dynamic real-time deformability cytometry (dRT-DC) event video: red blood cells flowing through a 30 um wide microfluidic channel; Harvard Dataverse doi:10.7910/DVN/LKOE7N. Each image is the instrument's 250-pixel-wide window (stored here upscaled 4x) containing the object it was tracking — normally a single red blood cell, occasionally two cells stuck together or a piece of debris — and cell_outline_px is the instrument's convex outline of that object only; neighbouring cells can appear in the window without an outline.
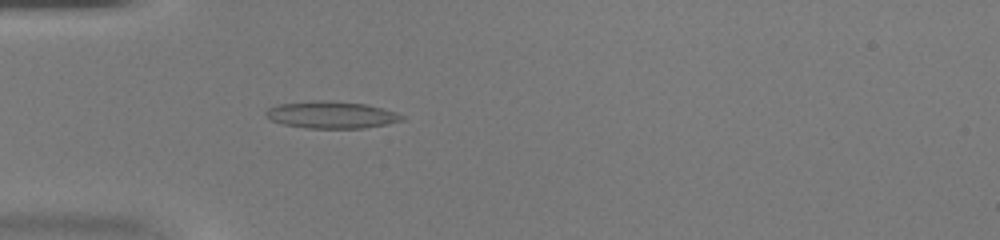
{"species": "common noctule bat (a hibernating species)", "species_latin": "Nyctalus noctula", "temperature_condition": "warm", "stored_images_in_passage": 35, "camera_frame_rate_fps": 3000, "um_per_image_px": 0.085, "animal": {"sex": "female", "body_mass_g": 20.0, "forearm_length_mm": 54.0}, "frame": {"image": 1, "passage_image": 4, "time_ms": 1.0, "image_size_px": [1000, 240], "cell_outline_px": [[404, 120], [388, 124], [364, 128], [308, 128], [284, 124], [272, 120], [264, 112], [268, 108], [280, 104], [312, 100], [324, 100], [364, 104], [396, 112], [404, 116]], "centroid_in_image_um": [28.18, 9.76], "position_along_channel_um": 56.8, "area_um2": 21.21}}
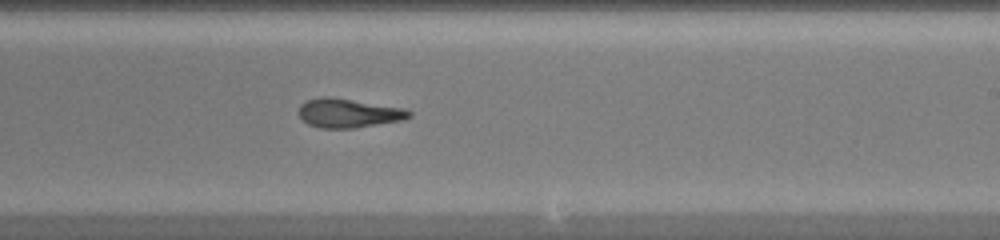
{"frame": {"image": 2, "passage_image": 18, "time_ms": 5.667, "image_size_px": [1000, 240], "cell_outline_px": [[412, 116], [400, 120], [352, 128], [320, 128], [308, 124], [300, 116], [300, 104], [308, 100], [324, 96], [328, 96], [404, 108], [412, 112]], "centroid_in_image_um": [29.61, 9.61], "position_along_channel_um": 259.4, "area_um2": 18.32}}
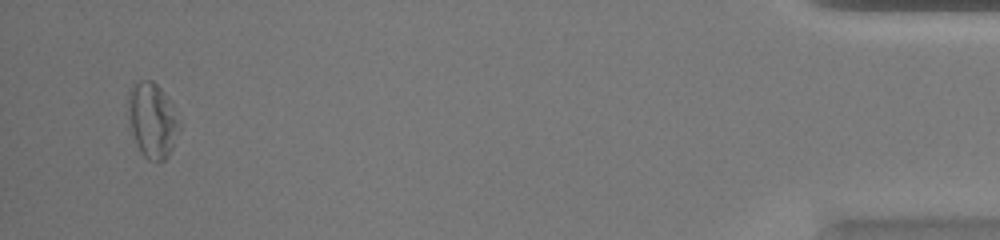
{"frame": {"image": 3, "passage_image": 34, "time_ms": 11.0, "image_size_px": [1000, 240], "cell_outline_px": [[180, 120], [172, 148], [168, 156], [160, 164], [156, 164], [148, 160], [140, 152], [136, 144], [128, 124], [128, 92], [140, 80], [152, 80], [160, 88], [168, 100]], "centroid_in_image_um": [12.91, 10.28], "position_along_channel_um": 422.3, "area_um2": 22.31}}